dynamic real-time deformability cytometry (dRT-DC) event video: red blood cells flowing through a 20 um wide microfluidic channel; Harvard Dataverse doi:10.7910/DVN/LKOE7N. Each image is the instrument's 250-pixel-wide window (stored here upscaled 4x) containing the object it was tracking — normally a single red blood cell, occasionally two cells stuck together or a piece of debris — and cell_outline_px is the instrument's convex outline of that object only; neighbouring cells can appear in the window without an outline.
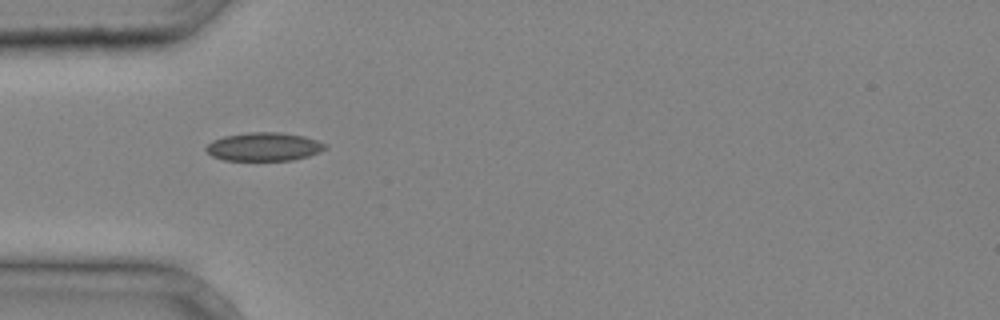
{"species": "common noctule bat (a hibernating species)", "species_latin": "Nyctalus noctula", "temperature_condition": "cold", "stored_images_in_passage": 2, "camera_frame_rate_fps": 3000, "um_per_image_px": 0.085, "animal": {"sex": "male", "body_mass_g": 20.4}, "frame": {"image": 1, "passage_image": 1, "time_ms": 0.0, "image_size_px": [1000, 320], "cell_outline_px": [[328, 148], [320, 152], [308, 156], [292, 160], [224, 160], [212, 156], [204, 148], [212, 140], [224, 136], [248, 132], [280, 132], [304, 136], [328, 144]], "centroid_in_image_um": [22.45, 12.47], "position_along_channel_um": 62.5, "area_um2": 19.83}}